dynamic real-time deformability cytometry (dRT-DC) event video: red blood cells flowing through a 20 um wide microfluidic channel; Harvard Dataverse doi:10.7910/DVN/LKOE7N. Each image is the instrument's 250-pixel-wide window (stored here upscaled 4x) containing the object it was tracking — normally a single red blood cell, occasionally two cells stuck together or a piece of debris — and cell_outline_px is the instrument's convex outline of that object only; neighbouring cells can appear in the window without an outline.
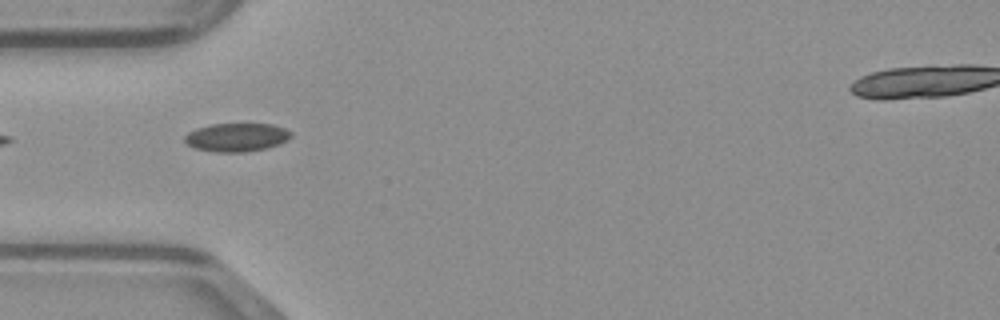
{"species": "common noctule bat (a hibernating species)", "species_latin": "Nyctalus noctula", "temperature_condition": "warm", "stored_images_in_passage": 4, "camera_frame_rate_fps": 3000, "um_per_image_px": 0.085, "animal": {"sex": "male", "body_mass_g": 23.1, "forearm_length_mm": 52.7}, "frame": {"image": 1, "passage_image": 1, "time_ms": 0.0, "image_size_px": [1000, 320], "cell_outline_px": [[292, 136], [288, 140], [280, 144], [268, 148], [244, 152], [216, 152], [196, 148], [188, 144], [184, 140], [184, 136], [188, 132], [196, 128], [208, 124], [272, 124], [284, 128], [292, 132]], "centroid_in_image_um": [20.13, 11.67], "position_along_channel_um": 64.9, "area_um2": 17.74}}